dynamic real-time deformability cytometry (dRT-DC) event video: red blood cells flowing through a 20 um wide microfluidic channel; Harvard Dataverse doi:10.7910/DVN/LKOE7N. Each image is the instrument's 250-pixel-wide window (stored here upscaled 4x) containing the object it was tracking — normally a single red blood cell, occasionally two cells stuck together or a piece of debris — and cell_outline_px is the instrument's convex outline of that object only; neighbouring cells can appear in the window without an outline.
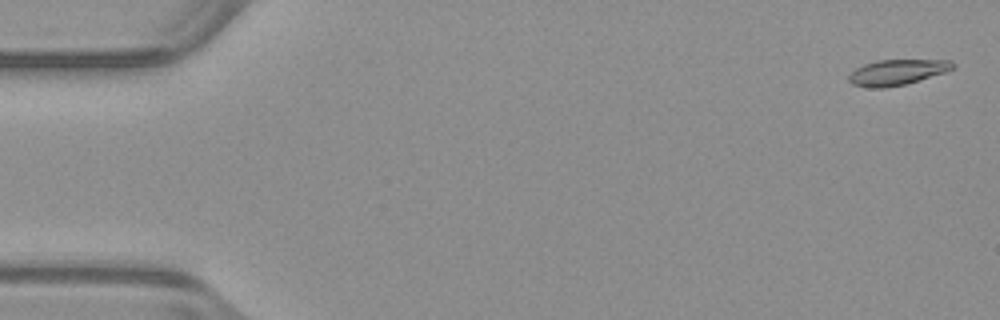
{"species": "common noctule bat (a hibernating species)", "species_latin": "Nyctalus noctula", "temperature_condition": "warm", "stored_images_in_passage": 53, "camera_frame_rate_fps": 3000, "um_per_image_px": 0.085, "animal": {"sex": "male", "body_mass_g": 23.1, "forearm_length_mm": 52.7}, "frame": {"image": 1, "passage_image": 2, "time_ms": 0.333, "image_size_px": [1000, 320], "cell_outline_px": [[956, 68], [920, 80], [904, 84], [884, 88], [868, 88], [852, 84], [848, 80], [848, 76], [856, 68], [864, 64], [876, 60], [952, 60], [956, 64]], "centroid_in_image_um": [76.26, 6.14], "position_along_channel_um": 8.7, "area_um2": 15.55}}
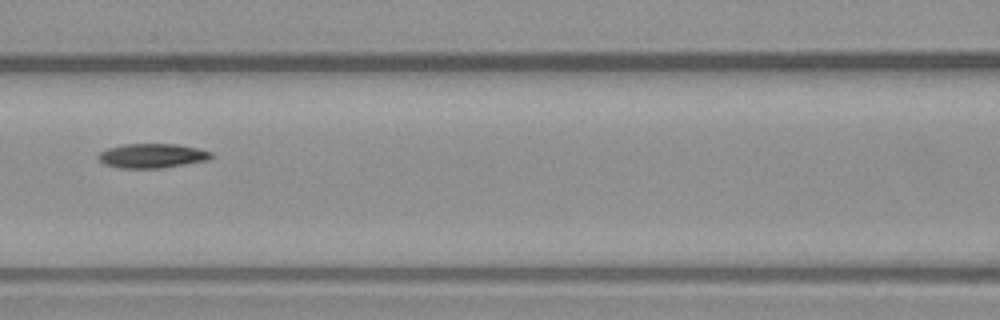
{"frame": {"image": 2, "passage_image": 24, "time_ms": 7.667, "image_size_px": [1000, 320], "cell_outline_px": [[212, 156], [208, 160], [160, 168], [120, 168], [104, 164], [96, 156], [100, 152], [108, 148], [124, 144], [176, 144], [196, 148], [212, 152]], "centroid_in_image_um": [12.9, 13.24], "position_along_channel_um": 153.7, "area_um2": 15.9}}
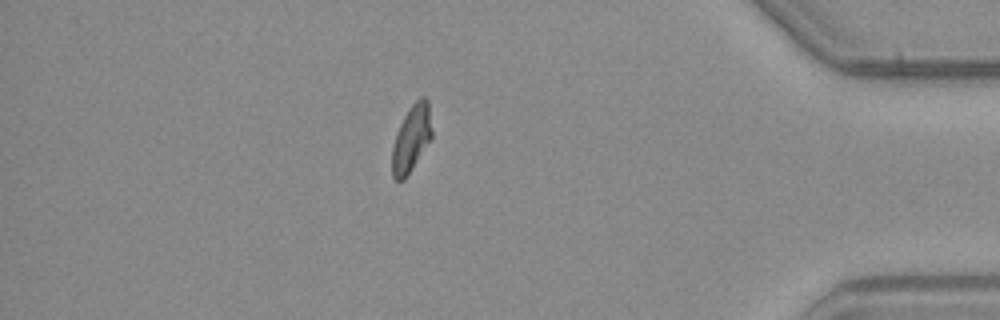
{"frame": {"image": 3, "passage_image": 46, "time_ms": 15.0, "image_size_px": [1000, 320], "cell_outline_px": [[432, 140], [404, 180], [396, 180], [392, 176], [392, 148], [400, 124], [404, 116], [412, 104], [420, 96], [424, 96], [428, 100], [432, 132]], "centroid_in_image_um": [34.99, 11.78], "position_along_channel_um": 400.2, "area_um2": 15.49}, "authors_computed_cell_mechanics": {"area_um2": 15.895, "velocity_mm_per_s": 3.9438, "shape_relaxation_time_tau1_ms": 5.0268, "shape_relaxation_time_tau2_ms": null, "deformation_change_tau1": 0.172, "deformation_change_tau2": null}}